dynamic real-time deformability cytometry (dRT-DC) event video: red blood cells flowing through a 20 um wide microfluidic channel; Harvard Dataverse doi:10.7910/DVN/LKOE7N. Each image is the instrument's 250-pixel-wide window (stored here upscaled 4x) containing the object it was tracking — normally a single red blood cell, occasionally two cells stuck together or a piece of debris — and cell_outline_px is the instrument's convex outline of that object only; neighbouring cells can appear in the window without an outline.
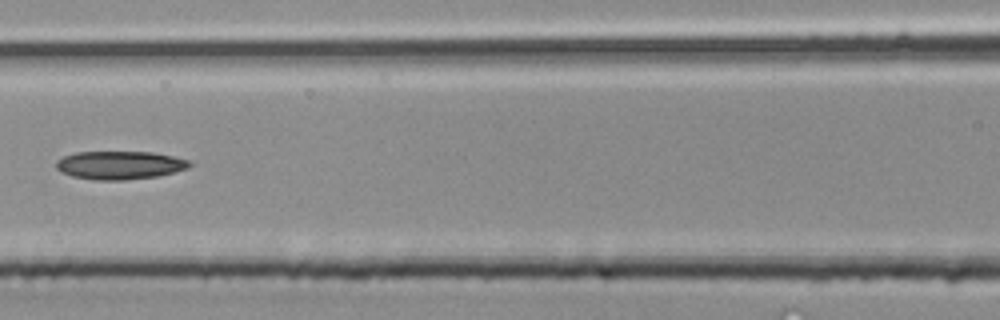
{"species": "common noctule bat (a hibernating species)", "species_latin": "Nyctalus noctula", "temperature_condition": "room temperature", "stored_images_in_passage": 6, "camera_frame_rate_fps": 3000, "um_per_image_px": 0.085, "animal": {"sex": "male", "body_mass_g": 20.4}, "frame": {"image": 1, "passage_image": 6, "time_ms": 1.667, "image_size_px": [1000, 320], "cell_outline_px": [[192, 164], [188, 168], [176, 172], [156, 176], [124, 180], [96, 180], [72, 176], [60, 172], [56, 168], [56, 160], [64, 156], [76, 152], [152, 152], [172, 156], [188, 160]], "centroid_in_image_um": [10.16, 14.04], "position_along_channel_um": 156.4, "area_um2": 21.96}}